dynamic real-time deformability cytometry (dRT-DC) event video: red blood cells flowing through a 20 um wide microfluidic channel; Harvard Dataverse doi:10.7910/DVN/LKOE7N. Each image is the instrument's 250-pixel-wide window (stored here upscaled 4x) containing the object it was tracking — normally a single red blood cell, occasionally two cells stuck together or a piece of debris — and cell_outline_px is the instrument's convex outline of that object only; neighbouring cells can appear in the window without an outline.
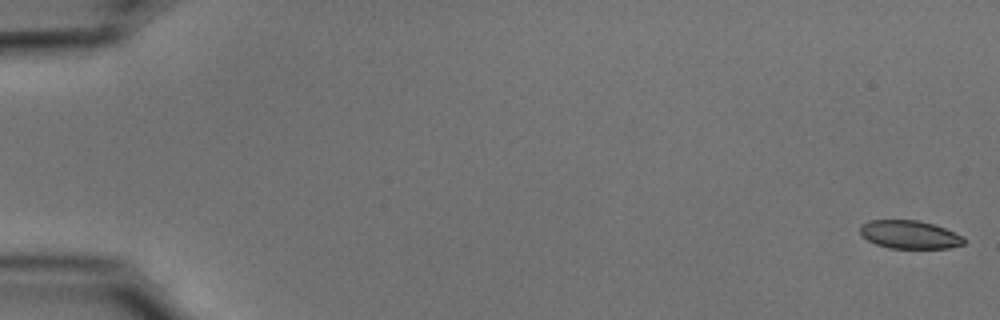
{"species": "common noctule bat (a hibernating species)", "species_latin": "Nyctalus noctula", "temperature_condition": "cold", "stored_images_in_passage": 11, "camera_frame_rate_fps": 3000, "um_per_image_px": 0.085, "animal": {"sex": "male", "body_mass_g": 15.6}, "frame": {"image": 1, "passage_image": 1, "time_ms": 0.0, "image_size_px": [1000, 320], "cell_outline_px": [[964, 244], [948, 248], [888, 248], [876, 244], [868, 240], [860, 232], [860, 224], [868, 220], [920, 220], [944, 228], [964, 236]], "centroid_in_image_um": [77.3, 19.93], "position_along_channel_um": 7.7, "area_um2": 17.05}}